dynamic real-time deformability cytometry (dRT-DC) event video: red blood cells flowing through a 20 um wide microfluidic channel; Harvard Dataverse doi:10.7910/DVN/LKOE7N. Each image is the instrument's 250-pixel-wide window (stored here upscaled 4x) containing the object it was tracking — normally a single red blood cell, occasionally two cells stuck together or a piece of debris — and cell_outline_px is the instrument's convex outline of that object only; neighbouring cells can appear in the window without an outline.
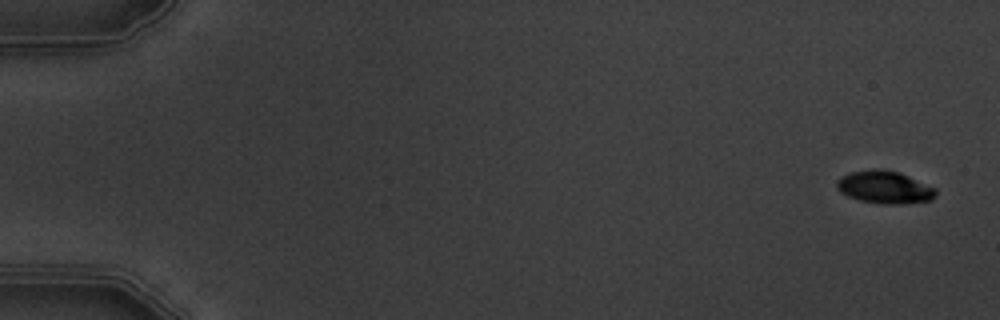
{"species": "common noctule bat (a hibernating species)", "species_latin": "Nyctalus noctula", "temperature_condition": "warm", "stored_images_in_passage": 8, "camera_frame_rate_fps": 3000, "um_per_image_px": 0.085, "animal": {"sex": "male", "body_mass_g": 19.5, "forearm_length_mm": 54.6}, "frame": {"image": 1, "passage_image": 1, "time_ms": 0.0, "image_size_px": [1000, 320], "cell_outline_px": [[936, 196], [932, 200], [900, 204], [880, 204], [860, 200], [848, 196], [840, 192], [836, 188], [836, 180], [840, 176], [852, 172], [876, 168], [896, 172], [936, 188]], "centroid_in_image_um": [75.15, 15.93], "position_along_channel_um": 9.8, "area_um2": 18.67}}
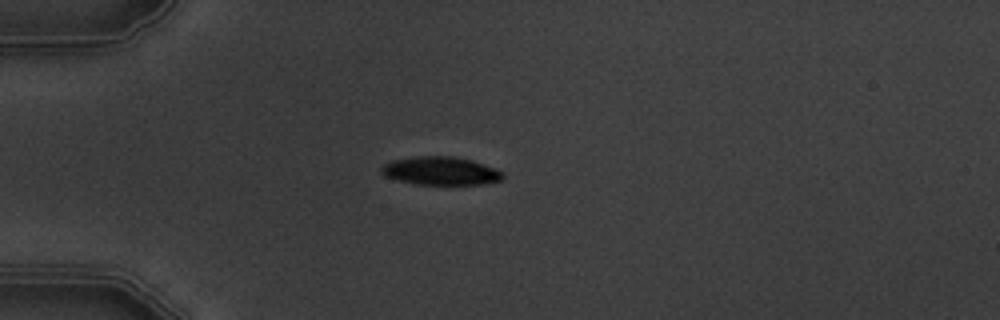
{"frame": {"image": 2, "passage_image": 5, "time_ms": 4.667, "image_size_px": [1000, 320], "cell_outline_px": [[504, 176], [500, 180], [480, 184], [416, 184], [396, 180], [384, 176], [380, 172], [380, 168], [384, 164], [392, 160], [416, 156], [452, 156], [472, 160], [496, 168], [504, 172]], "centroid_in_image_um": [37.43, 14.52], "position_along_channel_um": 47.6, "area_um2": 20.06}}